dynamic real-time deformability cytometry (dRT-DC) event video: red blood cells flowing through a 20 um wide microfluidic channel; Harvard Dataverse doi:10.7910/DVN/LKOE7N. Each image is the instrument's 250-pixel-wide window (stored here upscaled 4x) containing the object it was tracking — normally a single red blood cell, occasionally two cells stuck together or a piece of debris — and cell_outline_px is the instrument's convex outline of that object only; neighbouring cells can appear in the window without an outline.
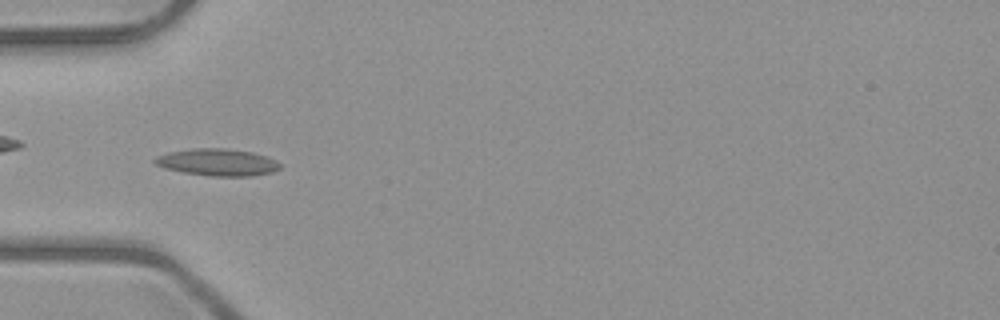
{"species": "common noctule bat (a hibernating species)", "species_latin": "Nyctalus noctula", "temperature_condition": "room temperature", "stored_images_in_passage": 37, "camera_frame_rate_fps": 3000, "um_per_image_px": 0.085, "animal": {"sex": "male", "body_mass_g": 23.1, "forearm_length_mm": 52.7}, "frame": {"image": 1, "passage_image": 2, "time_ms": 0.333, "image_size_px": [1000, 320], "cell_outline_px": [[280, 168], [272, 172], [252, 176], [212, 176], [184, 172], [164, 168], [156, 164], [152, 160], [156, 156], [168, 152], [192, 148], [224, 148], [252, 152], [264, 156], [280, 164]], "centroid_in_image_um": [18.44, 13.79], "position_along_channel_um": 66.6, "area_um2": 19.54}}
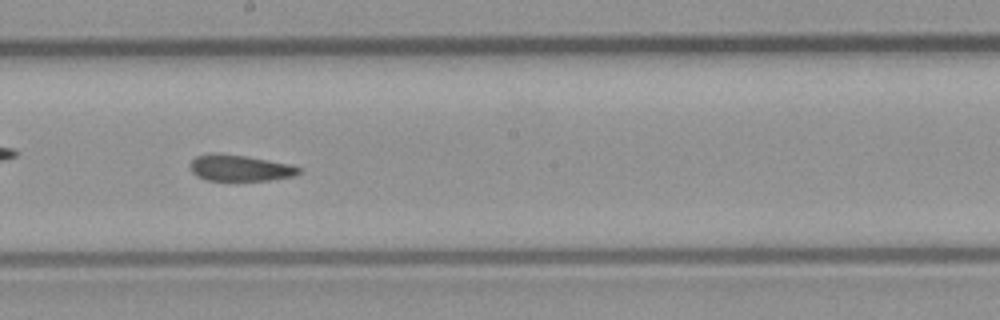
{"frame": {"image": 2, "passage_image": 14, "time_ms": 4.333, "image_size_px": [1000, 320], "cell_outline_px": [[300, 172], [292, 176], [268, 180], [208, 180], [196, 176], [192, 172], [192, 160], [196, 156], [208, 152], [220, 152], [244, 156], [288, 164], [300, 168]], "centroid_in_image_um": [20.33, 14.26], "position_along_channel_um": 227.9, "area_um2": 16.36}}
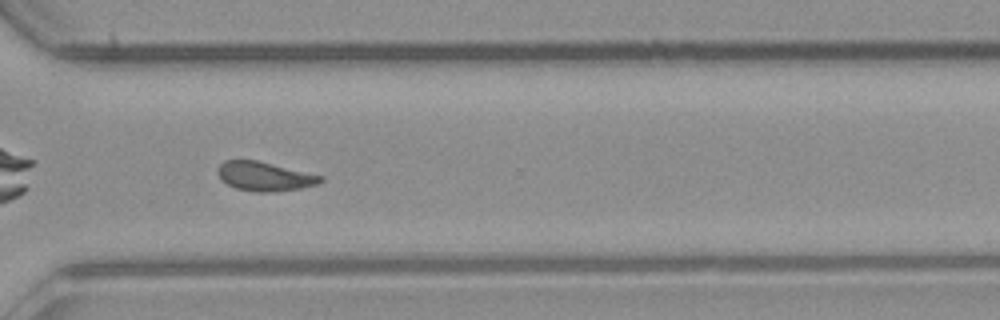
{"frame": {"image": 3, "passage_image": 23, "time_ms": 7.333, "image_size_px": [1000, 320], "cell_outline_px": [[324, 180], [316, 184], [300, 188], [272, 192], [256, 192], [236, 188], [228, 184], [220, 176], [220, 164], [224, 160], [256, 160], [324, 176]], "centroid_in_image_um": [22.54, 14.99], "position_along_channel_um": 348.1, "area_um2": 17.05}, "authors_computed_cell_mechanics": {"area_um2": 17.2822, "velocity_mm_per_s": 4.0263, "shape_relaxation_time_tau1_ms": null, "shape_relaxation_time_tau2_ms": 2.7112, "deformation_change_tau1": null, "deformation_change_tau2": 0.106}}